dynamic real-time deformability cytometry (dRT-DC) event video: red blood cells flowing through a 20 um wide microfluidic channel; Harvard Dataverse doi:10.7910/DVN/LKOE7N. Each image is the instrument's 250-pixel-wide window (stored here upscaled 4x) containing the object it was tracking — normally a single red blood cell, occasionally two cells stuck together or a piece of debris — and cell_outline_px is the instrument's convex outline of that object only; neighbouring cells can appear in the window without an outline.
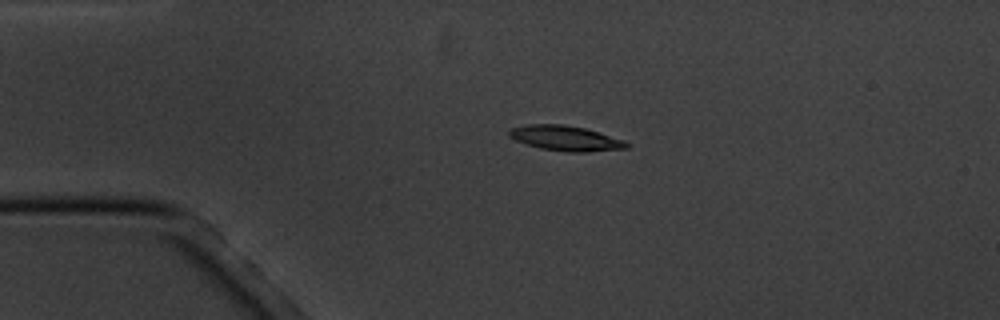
{"species": "common noctule bat (a hibernating species)", "species_latin": "Nyctalus noctula", "temperature_condition": "cold", "stored_images_in_passage": 2, "camera_frame_rate_fps": 3000, "um_per_image_px": 0.085, "animal": {"sex": "male", "body_mass_g": 20.1, "forearm_length_mm": 53.5}, "frame": {"image": 1, "passage_image": 1, "time_ms": 0.0, "image_size_px": [1000, 320], "cell_outline_px": [[628, 148], [588, 152], [568, 152], [540, 148], [516, 140], [508, 136], [508, 128], [528, 124], [564, 124], [584, 128], [624, 140], [628, 144]], "centroid_in_image_um": [48.04, 11.74], "position_along_channel_um": 37.0, "area_um2": 17.11}}